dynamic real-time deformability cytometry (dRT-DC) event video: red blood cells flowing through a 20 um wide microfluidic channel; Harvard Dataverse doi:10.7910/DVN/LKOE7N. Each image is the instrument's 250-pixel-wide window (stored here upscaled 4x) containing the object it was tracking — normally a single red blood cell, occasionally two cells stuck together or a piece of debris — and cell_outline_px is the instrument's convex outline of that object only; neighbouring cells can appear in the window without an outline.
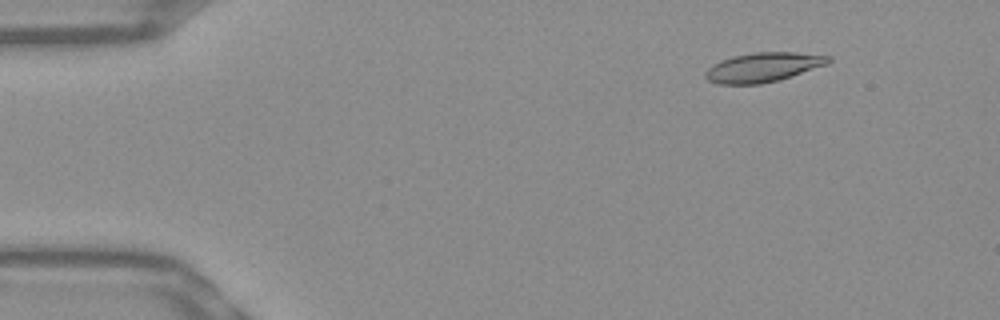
{"species": "Egyptian fruit bat (a non-hibernating species)", "species_latin": "Rousettus aegyptiacus", "temperature_condition": "warm", "stored_images_in_passage": 53, "camera_frame_rate_fps": 3000, "um_per_image_px": 0.085, "frame": {"image": 1, "passage_image": 6, "time_ms": 1.667, "image_size_px": [1000, 320], "cell_outline_px": [[832, 60], [828, 64], [780, 80], [760, 84], [720, 84], [708, 80], [704, 76], [704, 72], [712, 64], [720, 60], [732, 56], [756, 52], [796, 52], [832, 56]], "centroid_in_image_um": [64.87, 5.71], "position_along_channel_um": 20.1, "area_um2": 21.27}}
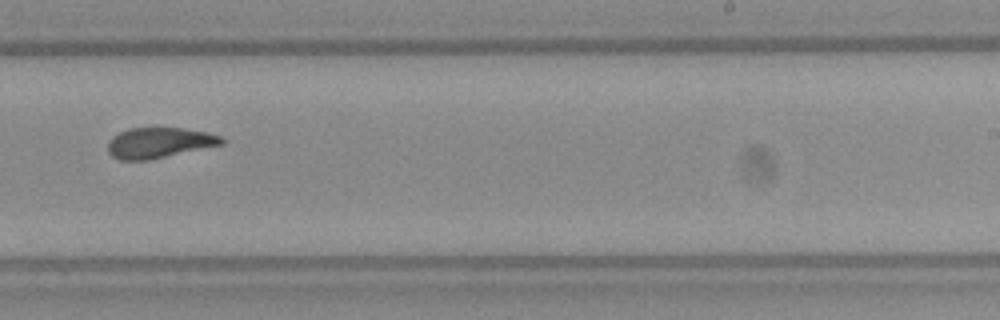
{"frame": {"image": 2, "passage_image": 33, "time_ms": 10.667, "image_size_px": [1000, 320], "cell_outline_px": [[224, 144], [148, 160], [120, 160], [112, 156], [108, 152], [108, 140], [112, 136], [128, 128], [184, 128], [208, 132], [224, 136]], "centroid_in_image_um": [13.54, 12.13], "position_along_channel_um": 275.5, "area_um2": 20.35}}
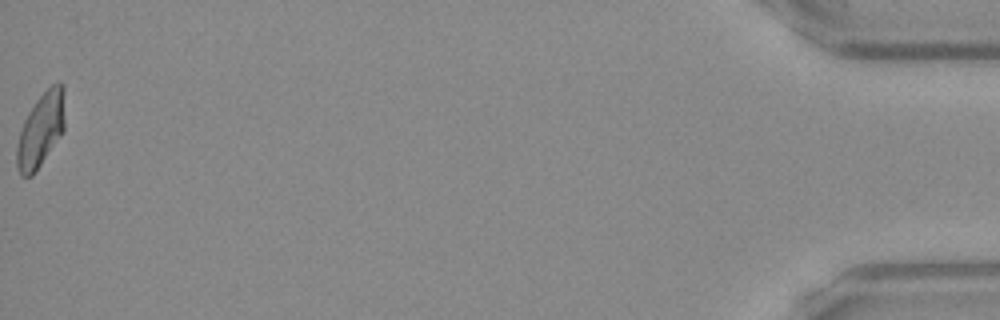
{"frame": {"image": 3, "passage_image": 53, "time_ms": 17.333, "image_size_px": [1000, 320], "cell_outline_px": [[64, 132], [32, 176], [20, 176], [16, 164], [16, 148], [20, 132], [24, 120], [28, 112], [36, 100], [52, 84], [60, 80], [64, 84]], "centroid_in_image_um": [3.48, 11.02], "position_along_channel_um": 431.7, "area_um2": 20.87}, "authors_computed_cell_mechanics": {"area_um2": 20.808, "velocity_mm_per_s": 3.8359, "shape_relaxation_time_tau1_ms": null, "shape_relaxation_time_tau2_ms": 3.2123, "deformation_change_tau1": null, "deformation_change_tau2": 0.1092}}